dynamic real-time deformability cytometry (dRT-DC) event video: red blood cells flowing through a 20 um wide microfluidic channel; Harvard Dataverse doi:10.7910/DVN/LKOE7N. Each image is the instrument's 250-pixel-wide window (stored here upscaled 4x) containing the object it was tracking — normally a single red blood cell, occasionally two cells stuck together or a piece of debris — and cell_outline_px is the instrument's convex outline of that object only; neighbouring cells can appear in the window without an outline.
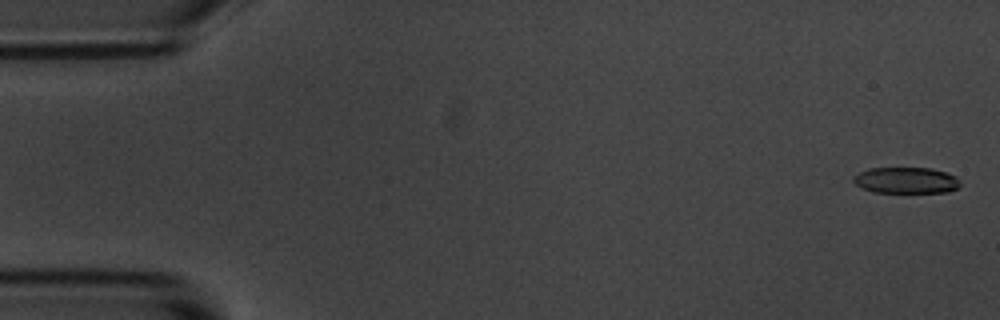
{"species": "common noctule bat (a hibernating species)", "species_latin": "Nyctalus noctula", "temperature_condition": "room temperature", "stored_images_in_passage": 5, "camera_frame_rate_fps": 3000, "um_per_image_px": 0.085, "animal": {"sex": "male", "body_mass_g": 20.1, "forearm_length_mm": 53.5}, "frame": {"image": 1, "passage_image": 1, "time_ms": 0.0, "image_size_px": [1000, 320], "cell_outline_px": [[960, 188], [948, 192], [872, 192], [860, 188], [852, 180], [852, 176], [868, 168], [932, 168], [948, 172], [956, 176], [960, 180]], "centroid_in_image_um": [77.04, 15.32], "position_along_channel_um": 8.0, "area_um2": 16.59}}
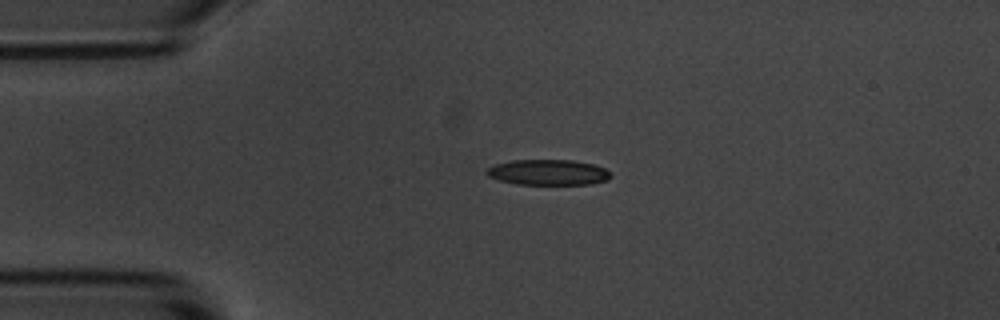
{"frame": {"image": 2, "passage_image": 4, "time_ms": 3.667, "image_size_px": [1000, 320], "cell_outline_px": [[612, 176], [608, 180], [592, 184], [516, 184], [500, 180], [488, 176], [484, 172], [492, 164], [512, 160], [572, 160], [592, 164], [604, 168]], "centroid_in_image_um": [46.56, 14.64], "position_along_channel_um": 38.4, "area_um2": 18.5}}